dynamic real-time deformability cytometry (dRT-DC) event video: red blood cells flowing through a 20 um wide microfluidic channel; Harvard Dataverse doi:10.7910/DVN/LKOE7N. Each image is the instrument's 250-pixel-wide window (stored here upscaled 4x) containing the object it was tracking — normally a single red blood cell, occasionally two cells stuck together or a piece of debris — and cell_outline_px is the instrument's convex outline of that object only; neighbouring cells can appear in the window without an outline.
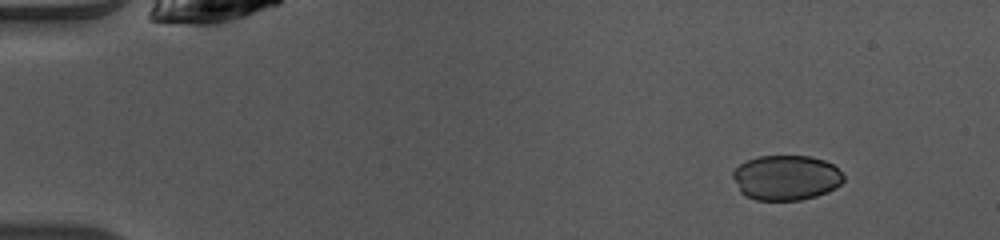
{"species": "common noctule bat (a hibernating species)", "species_latin": "Nyctalus noctula", "temperature_condition": "warm", "stored_images_in_passage": 44, "camera_frame_rate_fps": 3000, "um_per_image_px": 0.085, "animal": {"sex": "female", "body_mass_g": 10.0, "forearm_length_mm": 53.1}, "frame": {"image": 1, "passage_image": 1, "time_ms": 0.0, "image_size_px": [1000, 240], "cell_outline_px": [[844, 180], [836, 188], [828, 192], [816, 196], [800, 200], [756, 200], [744, 196], [740, 192], [732, 176], [732, 172], [740, 164], [748, 160], [760, 156], [808, 156], [824, 160], [832, 164], [844, 176]], "centroid_in_image_um": [66.81, 15.11], "position_along_channel_um": 18.2, "area_um2": 29.07}}
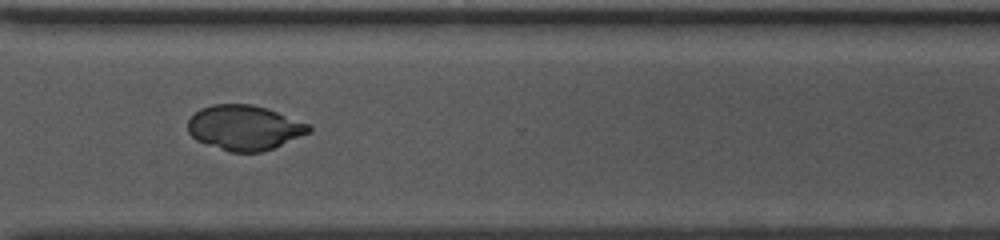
{"frame": {"image": 2, "passage_image": 32, "time_ms": 10.333, "image_size_px": [1000, 240], "cell_outline_px": [[312, 132], [272, 148], [260, 152], [228, 152], [196, 140], [188, 132], [188, 120], [200, 108], [212, 104], [252, 104], [268, 108], [312, 124]], "centroid_in_image_um": [20.81, 10.84], "position_along_channel_um": 349.8, "area_um2": 31.96}}
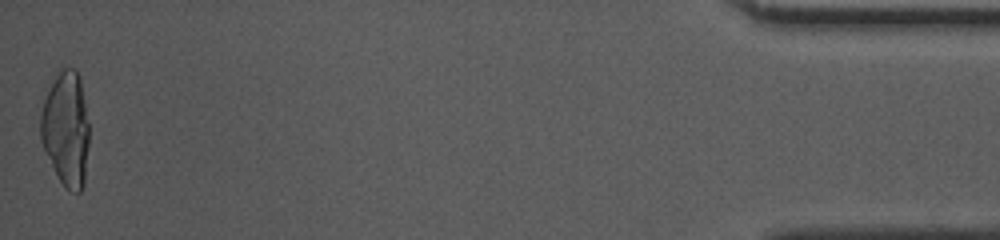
{"frame": {"image": 3, "passage_image": 44, "time_ms": 14.333, "image_size_px": [1000, 240], "cell_outline_px": [[88, 148], [84, 184], [80, 192], [72, 192], [64, 188], [40, 140], [40, 116], [44, 100], [60, 64], [72, 68], [80, 76], [88, 124]], "centroid_in_image_um": [5.61, 10.91], "position_along_channel_um": 429.6, "area_um2": 32.48}}